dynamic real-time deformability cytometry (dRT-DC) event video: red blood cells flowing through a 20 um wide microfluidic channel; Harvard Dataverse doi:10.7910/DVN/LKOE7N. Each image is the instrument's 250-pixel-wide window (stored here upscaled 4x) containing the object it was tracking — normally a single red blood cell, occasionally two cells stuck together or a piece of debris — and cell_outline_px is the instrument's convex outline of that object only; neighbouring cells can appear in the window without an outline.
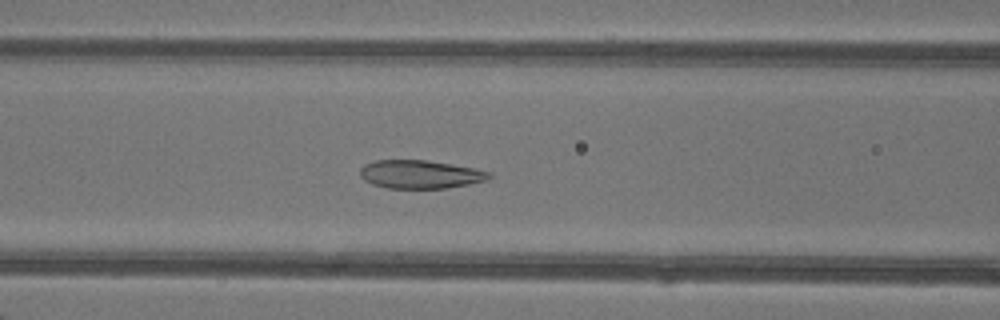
{"species": "common noctule bat (a hibernating species)", "species_latin": "Nyctalus noctula", "temperature_condition": "warm", "stored_images_in_passage": 50, "segment_of_instrument_passage": [1, 2], "camera_frame_rate_fps": 3000, "um_per_image_px": 0.085, "animal": {"sex": "female"}, "frame": {"image": 1, "passage_image": 21, "time_ms": 6.667, "image_size_px": [1000, 320], "cell_outline_px": [[492, 176], [488, 180], [448, 188], [388, 188], [372, 184], [364, 180], [360, 176], [360, 168], [364, 164], [376, 160], [424, 160], [472, 168], [492, 172]], "centroid_in_image_um": [35.7, 14.82], "position_along_channel_um": 130.9, "area_um2": 21.21}}
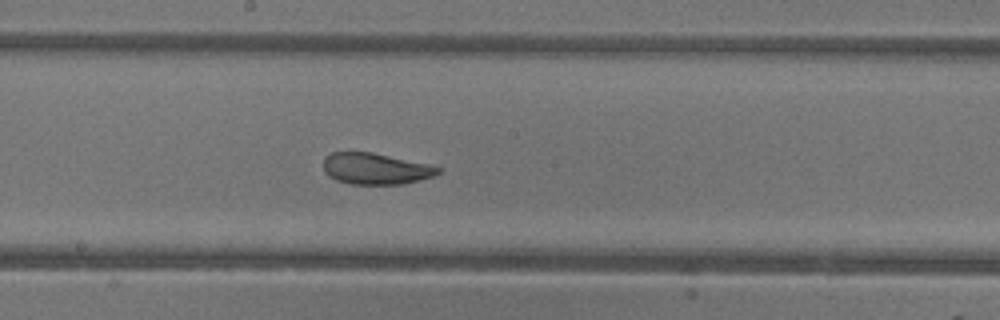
{"frame": {"image": 2, "passage_image": 27, "time_ms": 8.667, "image_size_px": [1000, 320], "cell_outline_px": [[440, 172], [432, 176], [420, 180], [404, 184], [348, 184], [336, 180], [328, 176], [324, 172], [324, 156], [332, 152], [372, 152], [424, 164], [440, 168]], "centroid_in_image_um": [31.85, 14.35], "position_along_channel_um": 216.4, "area_um2": 20.69}}
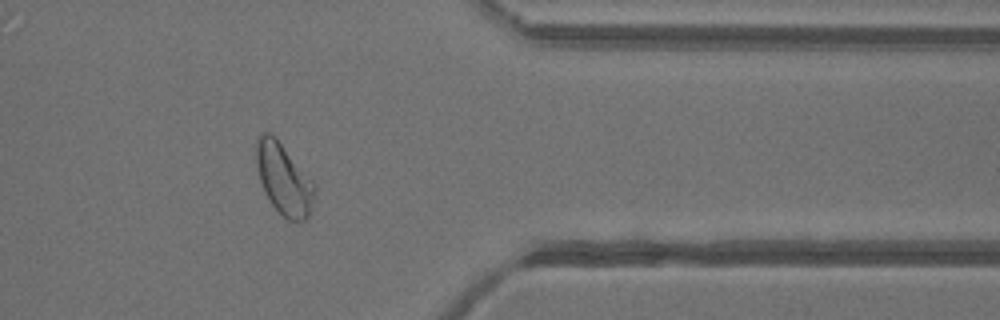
{"frame": {"image": 3, "passage_image": 40, "time_ms": 13.0, "image_size_px": [1000, 320], "cell_outline_px": [[316, 192], [308, 216], [304, 220], [288, 220], [272, 204], [264, 192], [260, 184], [256, 168], [256, 140], [260, 132], [268, 132], [276, 136], [316, 184]], "centroid_in_image_um": [24.1, 15.17], "position_along_channel_um": 387.3, "area_um2": 24.45}}